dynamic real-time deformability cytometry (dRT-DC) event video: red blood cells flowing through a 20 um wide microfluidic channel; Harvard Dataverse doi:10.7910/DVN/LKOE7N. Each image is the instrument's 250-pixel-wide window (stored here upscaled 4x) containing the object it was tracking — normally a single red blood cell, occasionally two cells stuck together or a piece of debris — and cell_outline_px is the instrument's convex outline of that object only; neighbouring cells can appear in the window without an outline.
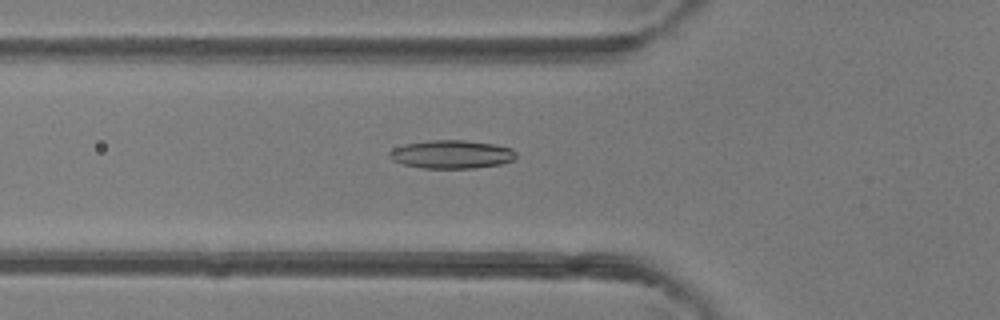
{"species": "common noctule bat (a hibernating species)", "species_latin": "Nyctalus noctula", "temperature_condition": "room temperature", "stored_images_in_passage": 43, "camera_frame_rate_fps": 3000, "um_per_image_px": 0.085, "animal": {"sex": "female"}, "frame": {"image": 1, "passage_image": 12, "time_ms": 3.667, "image_size_px": [1000, 320], "cell_outline_px": [[516, 156], [512, 160], [500, 164], [476, 168], [420, 168], [404, 164], [392, 160], [388, 156], [388, 152], [392, 148], [404, 144], [428, 140], [464, 140], [496, 144], [512, 148], [516, 152]], "centroid_in_image_um": [38.36, 13.11], "position_along_channel_um": 87.4, "area_um2": 21.1}}
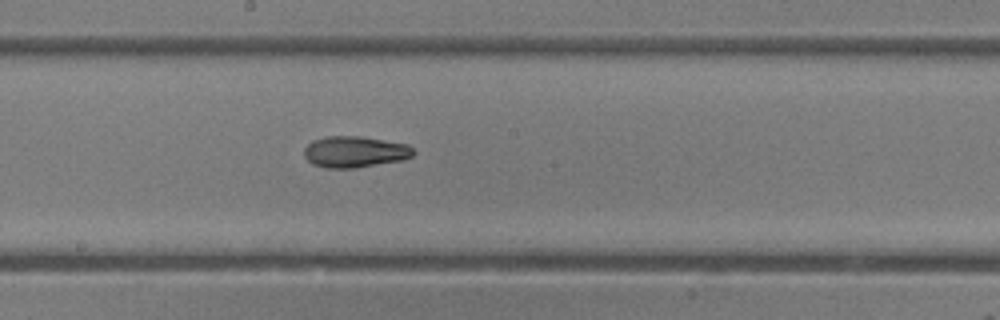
{"frame": {"image": 2, "passage_image": 21, "time_ms": 6.667, "image_size_px": [1000, 320], "cell_outline_px": [[416, 152], [412, 156], [404, 160], [356, 168], [324, 168], [312, 164], [304, 156], [304, 148], [312, 140], [328, 136], [360, 136], [408, 144]], "centroid_in_image_um": [30.16, 12.91], "position_along_channel_um": 218.0, "area_um2": 20.11}}
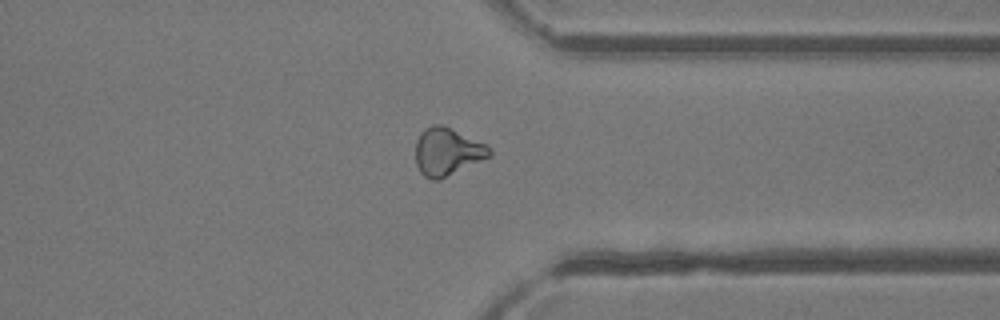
{"frame": {"image": 3, "passage_image": 32, "time_ms": 10.333, "image_size_px": [1000, 320], "cell_outline_px": [[492, 156], [440, 180], [432, 180], [424, 176], [420, 172], [416, 164], [416, 140], [420, 132], [424, 128], [432, 124], [444, 124], [488, 144], [492, 148]], "centroid_in_image_um": [38.05, 12.87], "position_along_channel_um": 373.4, "area_um2": 21.15}, "authors_computed_cell_mechanics": {"area_um2": 20.2878, "velocity_mm_per_s": 4.3292, "shape_relaxation_time_tau1_ms": 4.7504, "shape_relaxation_time_tau2_ms": 7.489, "deformation_change_tau1": 0.1256, "deformation_change_tau2": 0.1782}}